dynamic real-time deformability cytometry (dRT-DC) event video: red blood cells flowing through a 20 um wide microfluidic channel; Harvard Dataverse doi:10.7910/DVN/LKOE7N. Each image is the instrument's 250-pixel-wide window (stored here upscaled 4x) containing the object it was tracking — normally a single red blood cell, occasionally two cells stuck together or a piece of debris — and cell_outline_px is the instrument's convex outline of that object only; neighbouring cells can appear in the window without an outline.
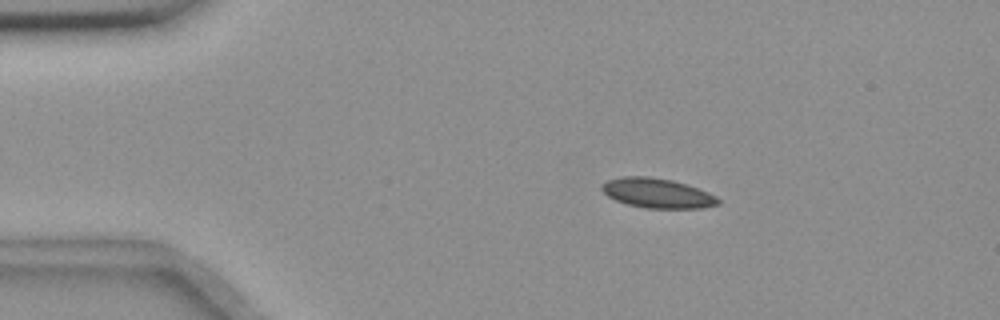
{"species": "common noctule bat (a hibernating species)", "species_latin": "Nyctalus noctula", "temperature_condition": "room temperature", "stored_images_in_passage": 9, "camera_frame_rate_fps": 3000, "um_per_image_px": 0.085, "animal": {"sex": "female", "body_mass_g": 18.4}, "frame": {"image": 1, "passage_image": 2, "time_ms": 0.333, "image_size_px": [1000, 320], "cell_outline_px": [[720, 204], [700, 208], [644, 208], [628, 204], [616, 200], [608, 196], [600, 188], [600, 184], [608, 180], [620, 176], [648, 176], [672, 180], [708, 192], [716, 196], [720, 200]], "centroid_in_image_um": [55.84, 16.41], "position_along_channel_um": 29.2, "area_um2": 20.06}}